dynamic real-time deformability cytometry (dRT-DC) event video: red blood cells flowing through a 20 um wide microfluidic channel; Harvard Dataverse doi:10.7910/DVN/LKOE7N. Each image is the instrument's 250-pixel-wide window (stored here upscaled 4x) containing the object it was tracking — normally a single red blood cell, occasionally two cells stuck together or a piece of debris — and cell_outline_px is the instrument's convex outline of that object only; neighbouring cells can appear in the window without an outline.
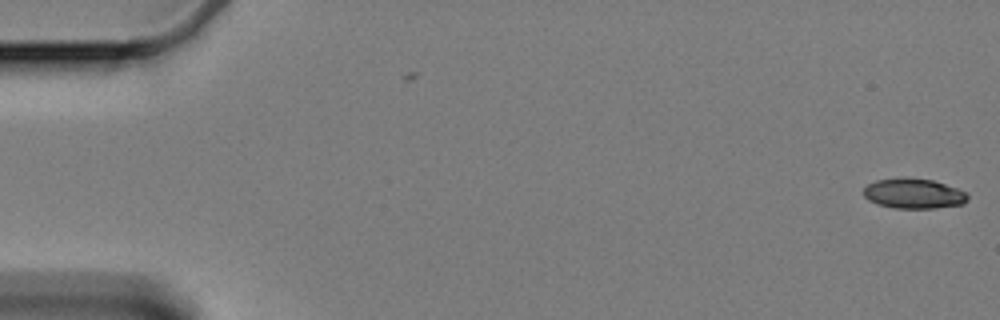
{"species": "Egyptian fruit bat (a non-hibernating species)", "species_latin": "Rousettus aegyptiacus", "temperature_condition": "cold", "stored_images_in_passage": 61, "camera_frame_rate_fps": 3000, "um_per_image_px": 0.085, "animal": {"sex": "female"}, "frame": {"image": 1, "passage_image": 1, "time_ms": 0.0, "image_size_px": [1000, 320], "cell_outline_px": [[968, 200], [964, 204], [936, 208], [896, 208], [880, 204], [868, 200], [864, 196], [864, 188], [868, 184], [876, 180], [904, 176], [932, 180], [968, 192]], "centroid_in_image_um": [77.68, 16.44], "position_along_channel_um": 7.3, "area_um2": 18.38}}
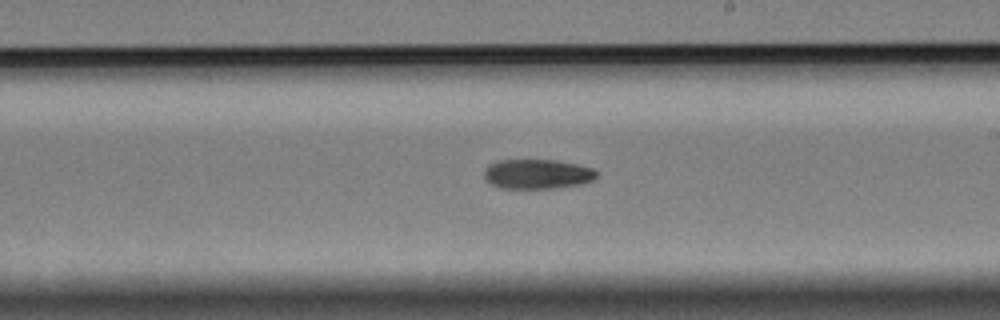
{"frame": {"image": 2, "passage_image": 35, "time_ms": 11.333, "image_size_px": [1000, 320], "cell_outline_px": [[596, 176], [592, 180], [580, 184], [556, 188], [500, 188], [484, 180], [484, 168], [488, 164], [496, 160], [556, 160], [576, 164], [592, 168], [596, 172]], "centroid_in_image_um": [45.6, 14.79], "position_along_channel_um": 243.4, "area_um2": 19.48}}
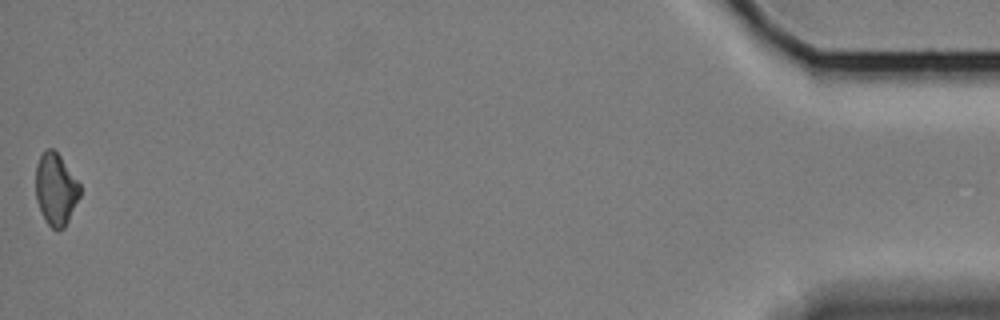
{"frame": {"image": 3, "passage_image": 60, "time_ms": 19.667, "image_size_px": [1000, 320], "cell_outline_px": [[80, 196], [64, 228], [56, 232], [44, 220], [36, 200], [36, 164], [44, 148], [52, 148], [60, 156], [80, 184]], "centroid_in_image_um": [4.73, 16.09], "position_along_channel_um": 430.5, "area_um2": 18.61}}